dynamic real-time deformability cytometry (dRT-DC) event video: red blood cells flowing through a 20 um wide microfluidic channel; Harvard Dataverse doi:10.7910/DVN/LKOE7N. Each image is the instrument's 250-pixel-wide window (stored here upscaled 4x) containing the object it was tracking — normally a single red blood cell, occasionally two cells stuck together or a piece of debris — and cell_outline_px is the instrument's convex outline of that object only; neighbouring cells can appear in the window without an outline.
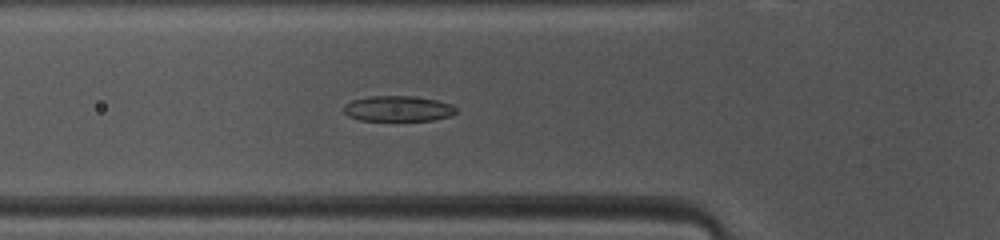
{"species": "common noctule bat (a hibernating species)", "species_latin": "Nyctalus noctula", "temperature_condition": "warm", "stored_images_in_passage": 37, "camera_frame_rate_fps": 3000, "um_per_image_px": 0.085, "animal": {"sex": "female", "body_mass_g": 10.0, "forearm_length_mm": 53.1}, "frame": {"image": 1, "passage_image": 9, "time_ms": 2.667, "image_size_px": [1000, 240], "cell_outline_px": [[456, 112], [452, 116], [432, 120], [360, 120], [348, 116], [340, 108], [344, 104], [352, 100], [372, 96], [416, 96], [436, 100], [452, 104], [456, 108]], "centroid_in_image_um": [33.82, 9.23], "position_along_channel_um": 92.0, "area_um2": 16.82}}
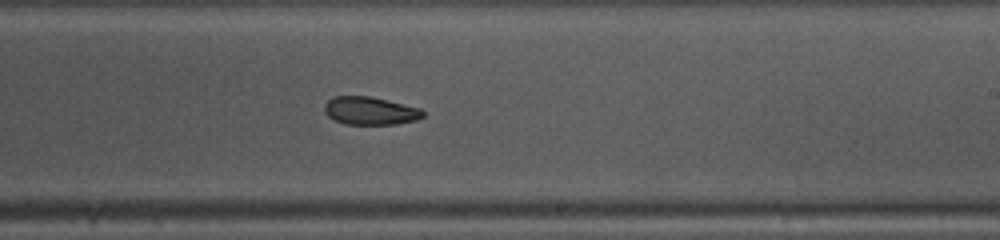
{"frame": {"image": 2, "passage_image": 21, "time_ms": 6.667, "image_size_px": [1000, 240], "cell_outline_px": [[424, 116], [416, 120], [396, 124], [344, 124], [332, 120], [324, 112], [324, 104], [332, 96], [368, 96], [388, 100], [420, 108], [424, 112]], "centroid_in_image_um": [31.43, 9.42], "position_along_channel_um": 257.6, "area_um2": 16.18}}
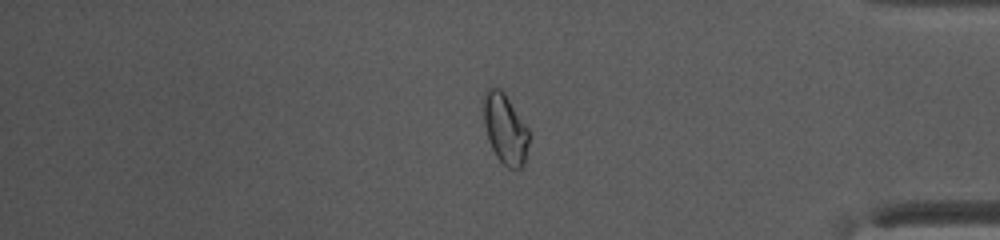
{"frame": {"image": 3, "passage_image": 33, "time_ms": 10.667, "image_size_px": [1000, 240], "cell_outline_px": [[528, 144], [524, 164], [520, 168], [508, 168], [496, 156], [492, 148], [484, 124], [484, 92], [488, 84], [492, 84], [500, 88], [504, 92], [528, 128]], "centroid_in_image_um": [42.92, 10.89], "position_along_channel_um": 392.3, "area_um2": 18.5}, "authors_computed_cell_mechanics": {"area_um2": 17.3978, "velocity_mm_per_s": 4.1263, "shape_relaxation_time_tau1_ms": 3.9959, "shape_relaxation_time_tau2_ms": 4.4176, "deformation_change_tau1": 0.0998, "deformation_change_tau2": 0.0877}}